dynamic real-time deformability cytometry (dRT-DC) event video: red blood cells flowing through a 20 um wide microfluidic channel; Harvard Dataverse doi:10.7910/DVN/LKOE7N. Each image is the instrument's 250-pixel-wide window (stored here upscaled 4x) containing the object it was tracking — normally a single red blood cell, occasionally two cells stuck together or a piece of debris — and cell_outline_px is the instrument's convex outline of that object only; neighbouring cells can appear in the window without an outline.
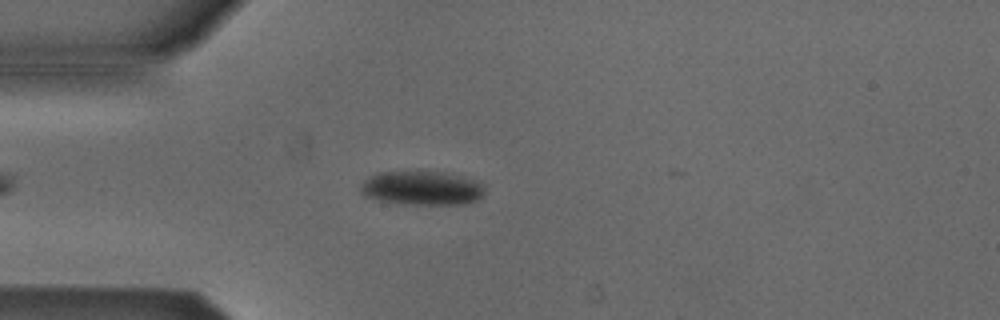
{"species": "Egyptian fruit bat (a non-hibernating species)", "species_latin": "Rousettus aegyptiacus", "temperature_condition": "cold", "stored_images_in_passage": 47, "camera_frame_rate_fps": 3000, "um_per_image_px": 0.085, "animal": {"sex": "male"}, "frame": {"image": 1, "passage_image": 8, "time_ms": 2.333, "image_size_px": [1000, 320], "cell_outline_px": [[484, 192], [476, 200], [456, 204], [408, 204], [380, 200], [364, 196], [360, 192], [360, 184], [368, 176], [380, 172], [444, 172], [460, 176], [484, 184]], "centroid_in_image_um": [35.8, 15.98], "position_along_channel_um": 49.2, "area_um2": 24.28}}
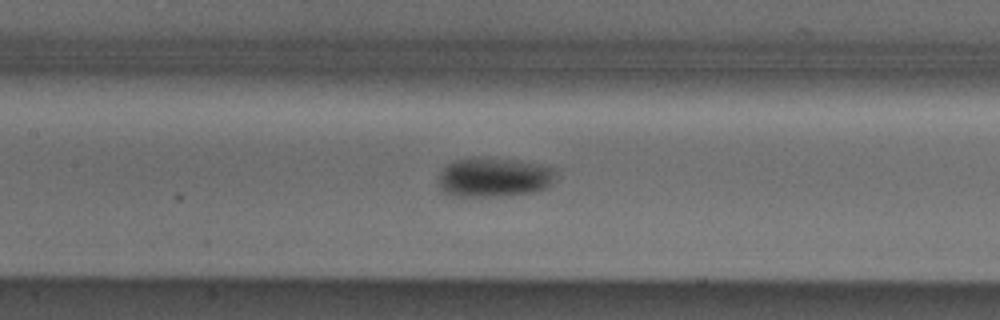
{"frame": {"image": 2, "passage_image": 18, "time_ms": 5.667, "image_size_px": [1000, 320], "cell_outline_px": [[556, 168], [552, 180], [548, 188], [536, 192], [500, 196], [452, 196], [440, 192], [436, 180], [440, 172], [452, 160], [472, 156], [480, 156], [512, 160], [536, 164]], "centroid_in_image_um": [41.89, 15.07], "position_along_channel_um": 165.5, "area_um2": 27.51}}
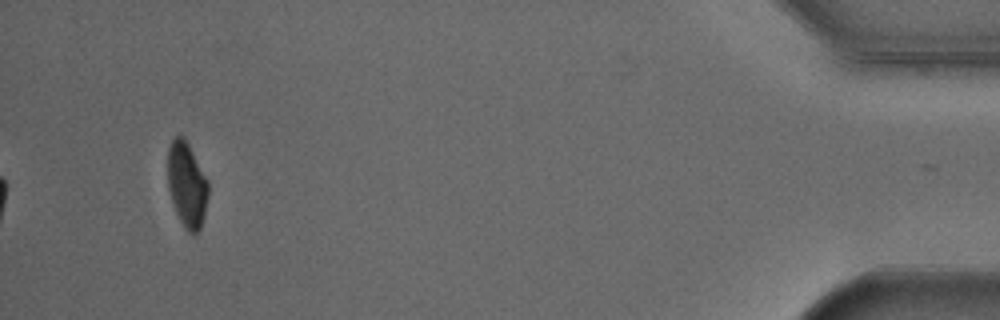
{"frame": {"image": 3, "passage_image": 44, "time_ms": 14.333, "image_size_px": [1000, 320], "cell_outline_px": [[208, 196], [204, 216], [200, 228], [196, 232], [188, 232], [184, 228], [176, 212], [168, 188], [168, 148], [172, 140], [176, 136], [184, 136], [208, 180]], "centroid_in_image_um": [15.88, 15.68], "position_along_channel_um": 419.3, "area_um2": 19.94}, "authors_computed_cell_mechanics": {"area_um2": 24.1026, "velocity_mm_per_s": 3.8533, "shape_relaxation_time_tau1_ms": 2.2528, "shape_relaxation_time_tau2_ms": null, "deformation_change_tau1": 0.0869, "deformation_change_tau2": null}}